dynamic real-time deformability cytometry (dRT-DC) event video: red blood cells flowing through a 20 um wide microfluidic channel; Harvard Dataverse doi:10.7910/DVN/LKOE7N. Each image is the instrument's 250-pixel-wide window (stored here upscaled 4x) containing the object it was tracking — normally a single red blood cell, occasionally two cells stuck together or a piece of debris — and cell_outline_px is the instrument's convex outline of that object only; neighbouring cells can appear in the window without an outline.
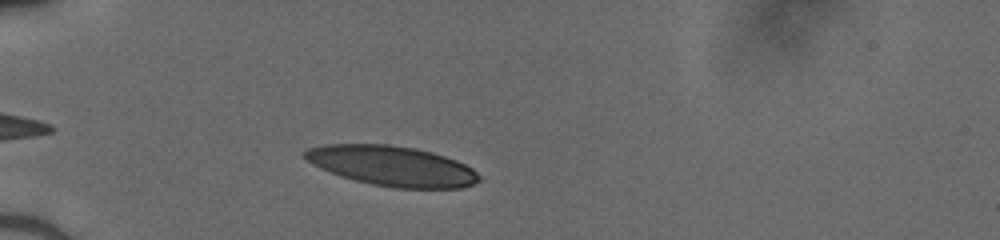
{"species": "human", "species_latin": "Homo sapiens", "temperature_condition": "cold", "stored_images_in_passage": 31, "camera_frame_rate_fps": 3000, "um_per_image_px": 0.085, "donor": {"sex": "male"}, "frame": {"image": 1, "passage_image": 1, "time_ms": 0.0, "image_size_px": [1000, 240], "cell_outline_px": [[480, 180], [472, 184], [460, 188], [392, 188], [372, 184], [340, 176], [308, 160], [300, 152], [308, 148], [324, 144], [388, 144], [416, 148], [432, 152], [456, 160], [472, 168], [480, 176]], "centroid_in_image_um": [33.34, 14.1], "position_along_channel_um": 51.7, "area_um2": 40.4}}
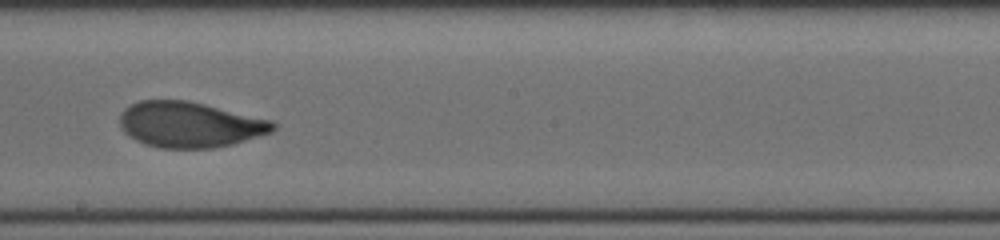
{"frame": {"image": 2, "passage_image": 16, "time_ms": 5.0, "image_size_px": [1000, 240], "cell_outline_px": [[276, 128], [272, 132], [232, 144], [212, 148], [160, 148], [144, 144], [128, 136], [120, 128], [120, 116], [124, 108], [140, 100], [188, 100], [272, 120], [276, 124]], "centroid_in_image_um": [16.11, 10.59], "position_along_channel_um": 232.1, "area_um2": 40.81}}
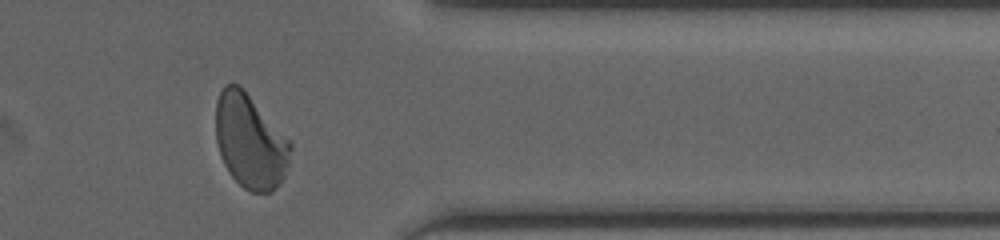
{"frame": {"image": 3, "passage_image": 28, "time_ms": 9.0, "image_size_px": [1000, 240], "cell_outline_px": [[292, 148], [288, 164], [284, 176], [280, 184], [272, 192], [252, 192], [244, 188], [228, 172], [220, 156], [216, 140], [216, 100], [224, 84], [240, 84], [244, 88], [292, 140]], "centroid_in_image_um": [21.28, 11.98], "position_along_channel_um": 390.1, "area_um2": 41.73}}